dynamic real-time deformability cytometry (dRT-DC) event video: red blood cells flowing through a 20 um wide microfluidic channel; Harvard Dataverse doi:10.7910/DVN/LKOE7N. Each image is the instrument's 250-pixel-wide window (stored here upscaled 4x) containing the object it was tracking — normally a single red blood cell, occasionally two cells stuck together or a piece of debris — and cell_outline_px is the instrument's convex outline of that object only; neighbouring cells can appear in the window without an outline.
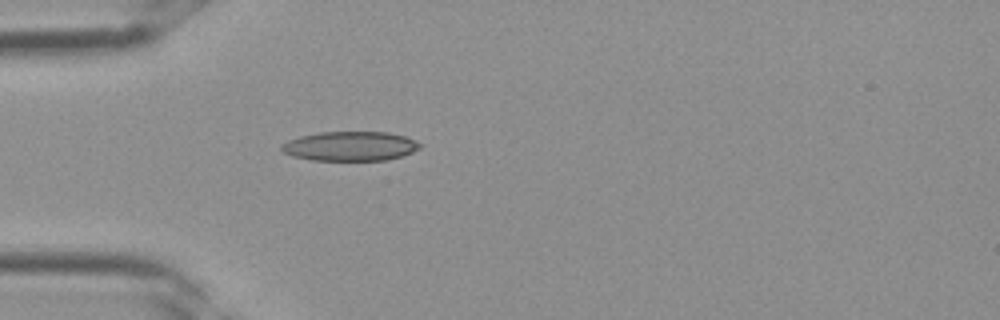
{"species": "Egyptian fruit bat (a non-hibernating species)", "species_latin": "Rousettus aegyptiacus", "temperature_condition": "room temperature", "stored_images_in_passage": 27, "camera_frame_rate_fps": 3000, "um_per_image_px": 0.085, "frame": {"image": 1, "passage_image": 1, "time_ms": 0.0, "image_size_px": [1000, 320], "cell_outline_px": [[424, 144], [420, 148], [412, 152], [388, 160], [312, 160], [292, 156], [284, 152], [280, 148], [280, 144], [288, 140], [300, 136], [320, 132], [388, 132], [404, 136], [416, 140]], "centroid_in_image_um": [29.77, 12.42], "position_along_channel_um": 55.2, "area_um2": 23.81}}
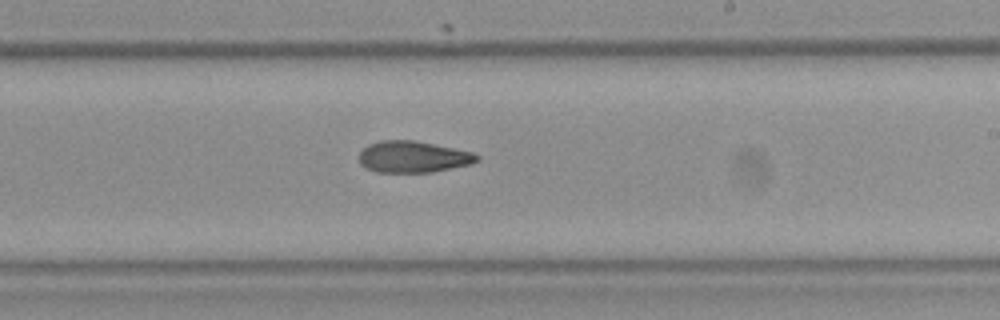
{"frame": {"image": 2, "passage_image": 12, "time_ms": 3.667, "image_size_px": [1000, 320], "cell_outline_px": [[480, 160], [472, 164], [432, 172], [376, 172], [360, 164], [360, 152], [368, 144], [380, 140], [412, 140], [472, 152], [480, 156]], "centroid_in_image_um": [35.12, 13.33], "position_along_channel_um": 253.9, "area_um2": 21.5}}
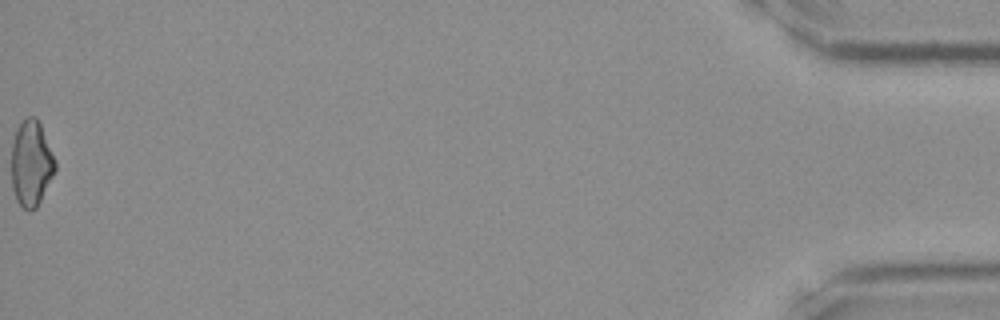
{"frame": {"image": 3, "passage_image": 27, "time_ms": 8.667, "image_size_px": [1000, 320], "cell_outline_px": [[56, 168], [36, 208], [24, 208], [16, 200], [12, 188], [12, 140], [16, 128], [28, 116], [36, 116], [40, 124], [56, 160]], "centroid_in_image_um": [2.64, 13.84], "position_along_channel_um": 432.6, "area_um2": 21.56}}